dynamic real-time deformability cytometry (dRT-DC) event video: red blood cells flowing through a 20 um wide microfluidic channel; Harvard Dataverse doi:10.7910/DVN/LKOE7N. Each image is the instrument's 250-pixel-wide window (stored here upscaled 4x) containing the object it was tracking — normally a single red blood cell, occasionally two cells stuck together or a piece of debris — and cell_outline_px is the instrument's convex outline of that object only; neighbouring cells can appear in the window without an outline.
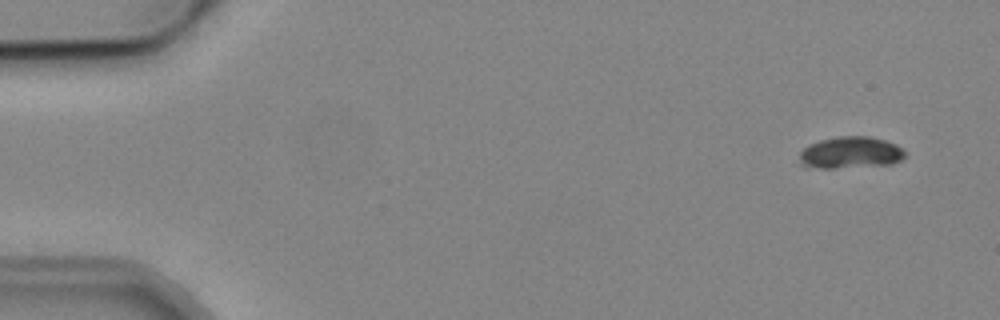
{"species": "common noctule bat (a hibernating species)", "species_latin": "Nyctalus noctula", "temperature_condition": "cold", "stored_images_in_passage": 10, "camera_frame_rate_fps": 3000, "um_per_image_px": 0.085, "animal": {"sex": "male", "body_mass_g": 19.2, "forearm_length_mm": 51.8}, "frame": {"image": 1, "passage_image": 2, "time_ms": 1.0, "image_size_px": [1000, 320], "cell_outline_px": [[904, 156], [900, 160], [892, 164], [832, 168], [804, 168], [800, 164], [800, 152], [804, 148], [820, 140], [836, 136], [868, 136], [884, 140], [896, 144], [904, 152]], "centroid_in_image_um": [72.25, 12.98], "position_along_channel_um": 12.8, "area_um2": 19.48}}
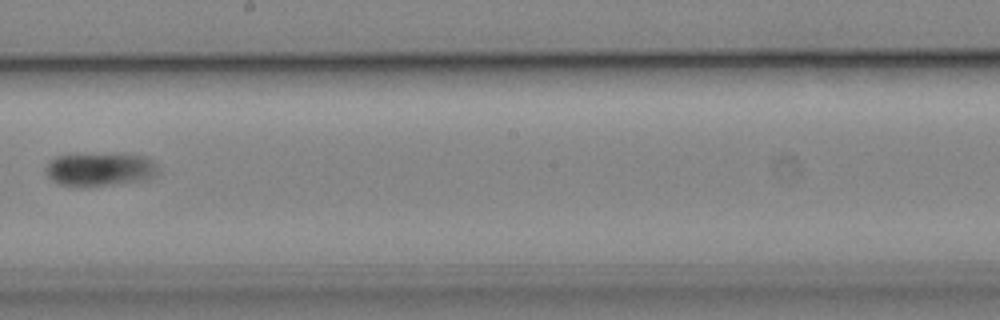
{"frame": {"image": 2, "passage_image": 9, "time_ms": 10.333, "image_size_px": [1000, 320], "cell_outline_px": [[156, 172], [148, 176], [132, 180], [76, 188], [60, 184], [52, 180], [44, 172], [44, 168], [56, 156], [116, 152], [124, 152], [148, 156], [156, 164]], "centroid_in_image_um": [8.41, 14.34], "position_along_channel_um": 239.8, "area_um2": 21.73}}
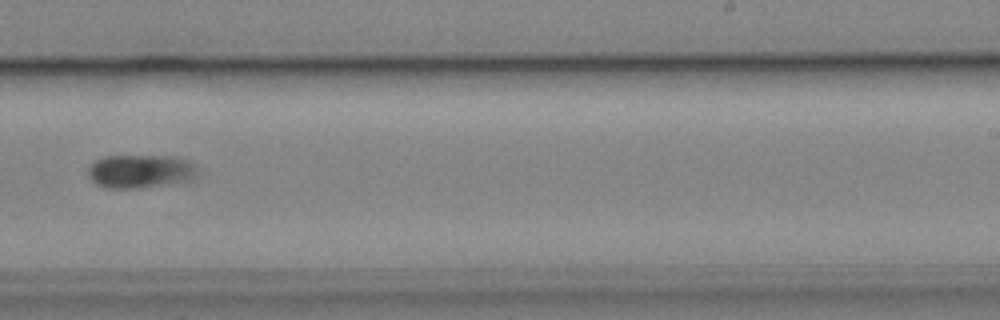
{"frame": {"image": 3, "passage_image": 10, "time_ms": 11.333, "image_size_px": [1000, 320], "cell_outline_px": [[200, 176], [192, 180], [136, 188], [108, 188], [96, 184], [88, 176], [88, 168], [96, 160], [104, 156], [176, 156], [192, 160], [200, 172]], "centroid_in_image_um": [12.02, 14.54], "position_along_channel_um": 277.0, "area_um2": 21.68}}